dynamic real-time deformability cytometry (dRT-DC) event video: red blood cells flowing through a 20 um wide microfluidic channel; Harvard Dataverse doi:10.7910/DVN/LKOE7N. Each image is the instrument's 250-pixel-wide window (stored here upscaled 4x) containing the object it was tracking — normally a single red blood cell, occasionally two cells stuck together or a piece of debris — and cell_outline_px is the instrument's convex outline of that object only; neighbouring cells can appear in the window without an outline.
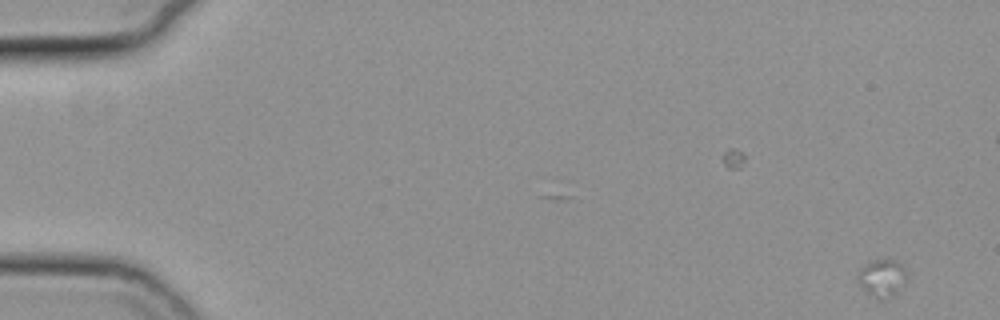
{"species": "common noctule bat (a hibernating species)", "species_latin": "Nyctalus noctula", "temperature_condition": "cold", "stored_images_in_passage": 21, "camera_frame_rate_fps": 3000, "um_per_image_px": 0.085, "animal": {"sex": "female", "body_mass_g": 19.3, "forearm_length_mm": 54.1}, "frame": {"image": 1, "passage_image": 3, "time_ms": 0.667, "image_size_px": [1000, 320], "cell_outline_px": [[904, 280], [896, 292], [880, 300], [876, 300], [856, 284], [856, 272], [868, 264], [876, 260], [892, 260], [900, 264], [904, 268]], "centroid_in_image_um": [74.86, 23.66], "position_along_channel_um": 10.1, "area_um2": 10.35}}